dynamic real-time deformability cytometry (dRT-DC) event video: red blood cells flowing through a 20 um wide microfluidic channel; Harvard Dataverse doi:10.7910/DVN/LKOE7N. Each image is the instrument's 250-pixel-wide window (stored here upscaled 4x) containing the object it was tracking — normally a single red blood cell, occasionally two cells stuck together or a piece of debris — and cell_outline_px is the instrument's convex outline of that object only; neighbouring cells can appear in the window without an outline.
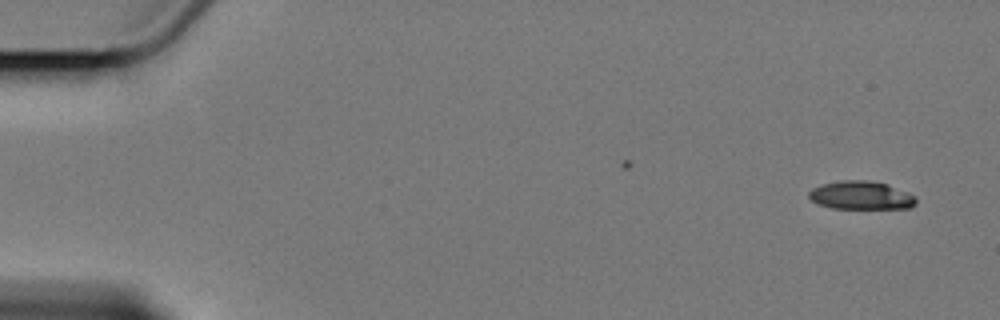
{"species": "Egyptian fruit bat (a non-hibernating species)", "species_latin": "Rousettus aegyptiacus", "temperature_condition": "cold", "stored_images_in_passage": 4, "camera_frame_rate_fps": 3000, "um_per_image_px": 0.085, "animal": {"sex": "female"}, "frame": {"image": 1, "passage_image": 1, "time_ms": 0.0, "image_size_px": [1000, 320], "cell_outline_px": [[916, 204], [912, 208], [832, 208], [820, 204], [812, 200], [808, 196], [808, 192], [812, 188], [820, 184], [840, 180], [868, 180], [888, 184], [908, 192], [916, 196]], "centroid_in_image_um": [73.2, 16.59], "position_along_channel_um": 11.8, "area_um2": 17.8}}